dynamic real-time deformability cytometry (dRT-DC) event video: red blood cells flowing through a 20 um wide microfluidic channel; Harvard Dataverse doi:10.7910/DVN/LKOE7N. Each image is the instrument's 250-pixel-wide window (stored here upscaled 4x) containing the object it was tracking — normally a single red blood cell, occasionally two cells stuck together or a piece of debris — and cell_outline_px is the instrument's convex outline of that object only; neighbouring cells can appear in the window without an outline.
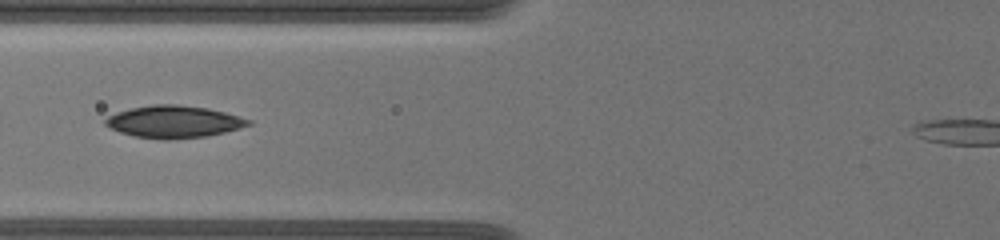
{"species": "common noctule bat (a hibernating species)", "species_latin": "Nyctalus noctula", "temperature_condition": "warm", "stored_images_in_passage": 38, "camera_frame_rate_fps": 3000, "um_per_image_px": 0.085, "animal": {"sex": "female", "body_mass_g": 19.5, "forearm_length_mm": 54.1}, "frame": {"image": 1, "passage_image": 12, "time_ms": 6.667, "image_size_px": [1000, 240], "cell_outline_px": [[252, 124], [240, 128], [208, 136], [168, 140], [164, 140], [136, 136], [120, 132], [104, 124], [104, 120], [108, 116], [116, 112], [132, 108], [156, 104], [176, 104], [208, 108], [224, 112], [252, 120]], "centroid_in_image_um": [14.79, 10.35], "position_along_channel_um": 111.0, "area_um2": 26.76}}